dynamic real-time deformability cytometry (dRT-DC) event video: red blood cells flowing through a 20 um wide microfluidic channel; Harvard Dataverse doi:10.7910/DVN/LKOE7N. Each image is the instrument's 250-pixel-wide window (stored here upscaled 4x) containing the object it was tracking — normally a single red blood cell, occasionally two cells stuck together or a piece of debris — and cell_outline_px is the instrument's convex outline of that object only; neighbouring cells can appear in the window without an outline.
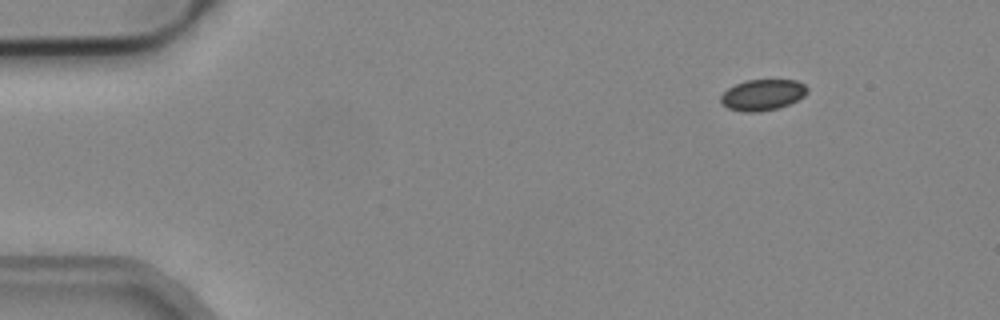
{"species": "common noctule bat (a hibernating species)", "species_latin": "Nyctalus noctula", "temperature_condition": "cold", "stored_images_in_passage": 4, "camera_frame_rate_fps": 3000, "um_per_image_px": 0.085, "animal": {"sex": "male", "body_mass_g": 19.2, "forearm_length_mm": 51.8}, "frame": {"image": 1, "passage_image": 1, "time_ms": 0.0, "image_size_px": [1000, 320], "cell_outline_px": [[808, 92], [804, 96], [788, 104], [776, 108], [760, 112], [744, 112], [728, 108], [720, 104], [720, 96], [728, 88], [744, 80], [796, 80], [804, 84], [808, 88]], "centroid_in_image_um": [64.79, 8.06], "position_along_channel_um": 20.2, "area_um2": 15.66}}
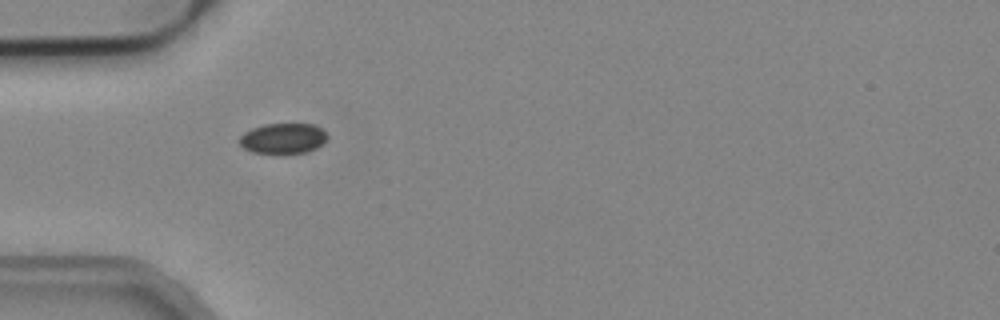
{"frame": {"image": 2, "passage_image": 3, "time_ms": 0.667, "image_size_px": [1000, 320], "cell_outline_px": [[328, 136], [324, 144], [316, 148], [304, 152], [284, 156], [276, 156], [252, 152], [244, 148], [236, 140], [244, 132], [252, 128], [264, 124], [312, 124], [324, 128]], "centroid_in_image_um": [24.05, 11.81], "position_along_channel_um": 60.9, "area_um2": 16.42}}